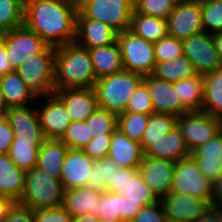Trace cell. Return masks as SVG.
Returning a JSON list of instances; mask_svg holds the SVG:
<instances>
[{
    "label": "cell",
    "mask_w": 222,
    "mask_h": 222,
    "mask_svg": "<svg viewBox=\"0 0 222 222\" xmlns=\"http://www.w3.org/2000/svg\"><path fill=\"white\" fill-rule=\"evenodd\" d=\"M77 12L69 0H29L24 3L23 25L58 47L75 42Z\"/></svg>",
    "instance_id": "1"
},
{
    "label": "cell",
    "mask_w": 222,
    "mask_h": 222,
    "mask_svg": "<svg viewBox=\"0 0 222 222\" xmlns=\"http://www.w3.org/2000/svg\"><path fill=\"white\" fill-rule=\"evenodd\" d=\"M96 81L88 49L76 42L56 47L54 90L90 88Z\"/></svg>",
    "instance_id": "2"
},
{
    "label": "cell",
    "mask_w": 222,
    "mask_h": 222,
    "mask_svg": "<svg viewBox=\"0 0 222 222\" xmlns=\"http://www.w3.org/2000/svg\"><path fill=\"white\" fill-rule=\"evenodd\" d=\"M143 79L144 76L127 70L97 79L94 89L98 106L117 115L125 112L130 97Z\"/></svg>",
    "instance_id": "3"
},
{
    "label": "cell",
    "mask_w": 222,
    "mask_h": 222,
    "mask_svg": "<svg viewBox=\"0 0 222 222\" xmlns=\"http://www.w3.org/2000/svg\"><path fill=\"white\" fill-rule=\"evenodd\" d=\"M64 191L61 180L35 167L26 171L24 192L18 202L34 211L57 208L63 204Z\"/></svg>",
    "instance_id": "4"
},
{
    "label": "cell",
    "mask_w": 222,
    "mask_h": 222,
    "mask_svg": "<svg viewBox=\"0 0 222 222\" xmlns=\"http://www.w3.org/2000/svg\"><path fill=\"white\" fill-rule=\"evenodd\" d=\"M55 52L56 47L48 45L41 53L27 58L15 69L38 98L54 92Z\"/></svg>",
    "instance_id": "5"
},
{
    "label": "cell",
    "mask_w": 222,
    "mask_h": 222,
    "mask_svg": "<svg viewBox=\"0 0 222 222\" xmlns=\"http://www.w3.org/2000/svg\"><path fill=\"white\" fill-rule=\"evenodd\" d=\"M117 42L121 49L124 70L144 77L153 73L156 65L154 43L146 41L129 29L117 34Z\"/></svg>",
    "instance_id": "6"
},
{
    "label": "cell",
    "mask_w": 222,
    "mask_h": 222,
    "mask_svg": "<svg viewBox=\"0 0 222 222\" xmlns=\"http://www.w3.org/2000/svg\"><path fill=\"white\" fill-rule=\"evenodd\" d=\"M133 0H87L78 12L87 19L101 21L117 33L130 28Z\"/></svg>",
    "instance_id": "7"
},
{
    "label": "cell",
    "mask_w": 222,
    "mask_h": 222,
    "mask_svg": "<svg viewBox=\"0 0 222 222\" xmlns=\"http://www.w3.org/2000/svg\"><path fill=\"white\" fill-rule=\"evenodd\" d=\"M176 126L192 152L222 131V120L203 111H191L177 116Z\"/></svg>",
    "instance_id": "8"
},
{
    "label": "cell",
    "mask_w": 222,
    "mask_h": 222,
    "mask_svg": "<svg viewBox=\"0 0 222 222\" xmlns=\"http://www.w3.org/2000/svg\"><path fill=\"white\" fill-rule=\"evenodd\" d=\"M171 191L205 199L211 204L214 184L200 172L195 160L190 155L175 162Z\"/></svg>",
    "instance_id": "9"
},
{
    "label": "cell",
    "mask_w": 222,
    "mask_h": 222,
    "mask_svg": "<svg viewBox=\"0 0 222 222\" xmlns=\"http://www.w3.org/2000/svg\"><path fill=\"white\" fill-rule=\"evenodd\" d=\"M107 191L121 194L127 201L138 203L141 207L149 206L160 201L158 196L142 179L138 169L120 168L106 181Z\"/></svg>",
    "instance_id": "10"
},
{
    "label": "cell",
    "mask_w": 222,
    "mask_h": 222,
    "mask_svg": "<svg viewBox=\"0 0 222 222\" xmlns=\"http://www.w3.org/2000/svg\"><path fill=\"white\" fill-rule=\"evenodd\" d=\"M4 37L7 58L14 69L27 58L41 53L48 44L24 25L1 34Z\"/></svg>",
    "instance_id": "11"
},
{
    "label": "cell",
    "mask_w": 222,
    "mask_h": 222,
    "mask_svg": "<svg viewBox=\"0 0 222 222\" xmlns=\"http://www.w3.org/2000/svg\"><path fill=\"white\" fill-rule=\"evenodd\" d=\"M184 56L192 63L197 74L206 75L222 68L210 33L201 32L183 41Z\"/></svg>",
    "instance_id": "12"
},
{
    "label": "cell",
    "mask_w": 222,
    "mask_h": 222,
    "mask_svg": "<svg viewBox=\"0 0 222 222\" xmlns=\"http://www.w3.org/2000/svg\"><path fill=\"white\" fill-rule=\"evenodd\" d=\"M168 35L184 41L203 32L199 0L176 4L167 18Z\"/></svg>",
    "instance_id": "13"
},
{
    "label": "cell",
    "mask_w": 222,
    "mask_h": 222,
    "mask_svg": "<svg viewBox=\"0 0 222 222\" xmlns=\"http://www.w3.org/2000/svg\"><path fill=\"white\" fill-rule=\"evenodd\" d=\"M170 221L195 222L210 207L205 199L171 191L160 199Z\"/></svg>",
    "instance_id": "14"
},
{
    "label": "cell",
    "mask_w": 222,
    "mask_h": 222,
    "mask_svg": "<svg viewBox=\"0 0 222 222\" xmlns=\"http://www.w3.org/2000/svg\"><path fill=\"white\" fill-rule=\"evenodd\" d=\"M138 171L159 199L171 192L175 161L150 158L144 155Z\"/></svg>",
    "instance_id": "15"
},
{
    "label": "cell",
    "mask_w": 222,
    "mask_h": 222,
    "mask_svg": "<svg viewBox=\"0 0 222 222\" xmlns=\"http://www.w3.org/2000/svg\"><path fill=\"white\" fill-rule=\"evenodd\" d=\"M143 83L149 92L154 112L180 116L189 112L182 104L174 88V83L154 77L145 76Z\"/></svg>",
    "instance_id": "16"
},
{
    "label": "cell",
    "mask_w": 222,
    "mask_h": 222,
    "mask_svg": "<svg viewBox=\"0 0 222 222\" xmlns=\"http://www.w3.org/2000/svg\"><path fill=\"white\" fill-rule=\"evenodd\" d=\"M4 115L19 141H45L37 109L32 106L9 107Z\"/></svg>",
    "instance_id": "17"
},
{
    "label": "cell",
    "mask_w": 222,
    "mask_h": 222,
    "mask_svg": "<svg viewBox=\"0 0 222 222\" xmlns=\"http://www.w3.org/2000/svg\"><path fill=\"white\" fill-rule=\"evenodd\" d=\"M53 94L64 104L72 121H86L99 107L94 87L59 89Z\"/></svg>",
    "instance_id": "18"
},
{
    "label": "cell",
    "mask_w": 222,
    "mask_h": 222,
    "mask_svg": "<svg viewBox=\"0 0 222 222\" xmlns=\"http://www.w3.org/2000/svg\"><path fill=\"white\" fill-rule=\"evenodd\" d=\"M117 34L109 25L84 18L77 12L75 42L78 45L86 49L108 46L117 41Z\"/></svg>",
    "instance_id": "19"
},
{
    "label": "cell",
    "mask_w": 222,
    "mask_h": 222,
    "mask_svg": "<svg viewBox=\"0 0 222 222\" xmlns=\"http://www.w3.org/2000/svg\"><path fill=\"white\" fill-rule=\"evenodd\" d=\"M46 100L47 103L37 110L42 131L47 139H61L72 122L71 117L54 94L46 96Z\"/></svg>",
    "instance_id": "20"
},
{
    "label": "cell",
    "mask_w": 222,
    "mask_h": 222,
    "mask_svg": "<svg viewBox=\"0 0 222 222\" xmlns=\"http://www.w3.org/2000/svg\"><path fill=\"white\" fill-rule=\"evenodd\" d=\"M93 159L82 149H69L65 155L61 183L65 190L87 186L92 172Z\"/></svg>",
    "instance_id": "21"
},
{
    "label": "cell",
    "mask_w": 222,
    "mask_h": 222,
    "mask_svg": "<svg viewBox=\"0 0 222 222\" xmlns=\"http://www.w3.org/2000/svg\"><path fill=\"white\" fill-rule=\"evenodd\" d=\"M142 209L138 203H131L121 194L111 191L101 193L97 206L101 222L132 221Z\"/></svg>",
    "instance_id": "22"
},
{
    "label": "cell",
    "mask_w": 222,
    "mask_h": 222,
    "mask_svg": "<svg viewBox=\"0 0 222 222\" xmlns=\"http://www.w3.org/2000/svg\"><path fill=\"white\" fill-rule=\"evenodd\" d=\"M222 131L209 142L198 146L191 152L200 172L212 183H214L222 173Z\"/></svg>",
    "instance_id": "23"
},
{
    "label": "cell",
    "mask_w": 222,
    "mask_h": 222,
    "mask_svg": "<svg viewBox=\"0 0 222 222\" xmlns=\"http://www.w3.org/2000/svg\"><path fill=\"white\" fill-rule=\"evenodd\" d=\"M143 156L139 142L131 140L118 128L114 131L108 157L115 159L120 168L138 169Z\"/></svg>",
    "instance_id": "24"
},
{
    "label": "cell",
    "mask_w": 222,
    "mask_h": 222,
    "mask_svg": "<svg viewBox=\"0 0 222 222\" xmlns=\"http://www.w3.org/2000/svg\"><path fill=\"white\" fill-rule=\"evenodd\" d=\"M145 156L156 159L178 161L191 155L189 148L181 134L180 129L175 126L170 132L163 135L156 143L151 145L145 152Z\"/></svg>",
    "instance_id": "25"
},
{
    "label": "cell",
    "mask_w": 222,
    "mask_h": 222,
    "mask_svg": "<svg viewBox=\"0 0 222 222\" xmlns=\"http://www.w3.org/2000/svg\"><path fill=\"white\" fill-rule=\"evenodd\" d=\"M102 191L88 186L64 191L62 206L74 217L90 214L98 217L97 206Z\"/></svg>",
    "instance_id": "26"
},
{
    "label": "cell",
    "mask_w": 222,
    "mask_h": 222,
    "mask_svg": "<svg viewBox=\"0 0 222 222\" xmlns=\"http://www.w3.org/2000/svg\"><path fill=\"white\" fill-rule=\"evenodd\" d=\"M26 172L8 156L0 154V195L18 202L23 195Z\"/></svg>",
    "instance_id": "27"
},
{
    "label": "cell",
    "mask_w": 222,
    "mask_h": 222,
    "mask_svg": "<svg viewBox=\"0 0 222 222\" xmlns=\"http://www.w3.org/2000/svg\"><path fill=\"white\" fill-rule=\"evenodd\" d=\"M88 50L96 79L124 70L121 49L117 41L108 46Z\"/></svg>",
    "instance_id": "28"
},
{
    "label": "cell",
    "mask_w": 222,
    "mask_h": 222,
    "mask_svg": "<svg viewBox=\"0 0 222 222\" xmlns=\"http://www.w3.org/2000/svg\"><path fill=\"white\" fill-rule=\"evenodd\" d=\"M69 147L60 139H45L39 148L37 167L61 180L62 166Z\"/></svg>",
    "instance_id": "29"
},
{
    "label": "cell",
    "mask_w": 222,
    "mask_h": 222,
    "mask_svg": "<svg viewBox=\"0 0 222 222\" xmlns=\"http://www.w3.org/2000/svg\"><path fill=\"white\" fill-rule=\"evenodd\" d=\"M5 108L29 106L38 98L15 71L0 77Z\"/></svg>",
    "instance_id": "30"
},
{
    "label": "cell",
    "mask_w": 222,
    "mask_h": 222,
    "mask_svg": "<svg viewBox=\"0 0 222 222\" xmlns=\"http://www.w3.org/2000/svg\"><path fill=\"white\" fill-rule=\"evenodd\" d=\"M201 111L222 120V68L204 75Z\"/></svg>",
    "instance_id": "31"
},
{
    "label": "cell",
    "mask_w": 222,
    "mask_h": 222,
    "mask_svg": "<svg viewBox=\"0 0 222 222\" xmlns=\"http://www.w3.org/2000/svg\"><path fill=\"white\" fill-rule=\"evenodd\" d=\"M129 30L146 41L156 43L168 35L167 19L146 16L133 10Z\"/></svg>",
    "instance_id": "32"
},
{
    "label": "cell",
    "mask_w": 222,
    "mask_h": 222,
    "mask_svg": "<svg viewBox=\"0 0 222 222\" xmlns=\"http://www.w3.org/2000/svg\"><path fill=\"white\" fill-rule=\"evenodd\" d=\"M181 104L189 111H201L203 103L204 76L196 74L189 79L174 83Z\"/></svg>",
    "instance_id": "33"
},
{
    "label": "cell",
    "mask_w": 222,
    "mask_h": 222,
    "mask_svg": "<svg viewBox=\"0 0 222 222\" xmlns=\"http://www.w3.org/2000/svg\"><path fill=\"white\" fill-rule=\"evenodd\" d=\"M196 74L192 63L182 55L171 61L156 62L151 75L175 83L183 79H189Z\"/></svg>",
    "instance_id": "34"
},
{
    "label": "cell",
    "mask_w": 222,
    "mask_h": 222,
    "mask_svg": "<svg viewBox=\"0 0 222 222\" xmlns=\"http://www.w3.org/2000/svg\"><path fill=\"white\" fill-rule=\"evenodd\" d=\"M176 126V116L167 113L154 112L149 116L147 127L140 142L142 151L145 152L156 143L163 135Z\"/></svg>",
    "instance_id": "35"
},
{
    "label": "cell",
    "mask_w": 222,
    "mask_h": 222,
    "mask_svg": "<svg viewBox=\"0 0 222 222\" xmlns=\"http://www.w3.org/2000/svg\"><path fill=\"white\" fill-rule=\"evenodd\" d=\"M44 141H19L16 137L9 148L10 159L25 172L37 167L39 148Z\"/></svg>",
    "instance_id": "36"
},
{
    "label": "cell",
    "mask_w": 222,
    "mask_h": 222,
    "mask_svg": "<svg viewBox=\"0 0 222 222\" xmlns=\"http://www.w3.org/2000/svg\"><path fill=\"white\" fill-rule=\"evenodd\" d=\"M119 169L118 162L108 156L103 159L93 160V168L89 175L87 186L102 192L107 191L106 181H111L112 176Z\"/></svg>",
    "instance_id": "37"
},
{
    "label": "cell",
    "mask_w": 222,
    "mask_h": 222,
    "mask_svg": "<svg viewBox=\"0 0 222 222\" xmlns=\"http://www.w3.org/2000/svg\"><path fill=\"white\" fill-rule=\"evenodd\" d=\"M23 0H0V34L23 25Z\"/></svg>",
    "instance_id": "38"
},
{
    "label": "cell",
    "mask_w": 222,
    "mask_h": 222,
    "mask_svg": "<svg viewBox=\"0 0 222 222\" xmlns=\"http://www.w3.org/2000/svg\"><path fill=\"white\" fill-rule=\"evenodd\" d=\"M149 116L132 112L120 113L118 114L117 128L131 140L140 143L147 127Z\"/></svg>",
    "instance_id": "39"
},
{
    "label": "cell",
    "mask_w": 222,
    "mask_h": 222,
    "mask_svg": "<svg viewBox=\"0 0 222 222\" xmlns=\"http://www.w3.org/2000/svg\"><path fill=\"white\" fill-rule=\"evenodd\" d=\"M92 129L86 121H72L60 139L69 149H82L92 137Z\"/></svg>",
    "instance_id": "40"
},
{
    "label": "cell",
    "mask_w": 222,
    "mask_h": 222,
    "mask_svg": "<svg viewBox=\"0 0 222 222\" xmlns=\"http://www.w3.org/2000/svg\"><path fill=\"white\" fill-rule=\"evenodd\" d=\"M199 3L203 31L210 34L222 32V3L216 0H199Z\"/></svg>",
    "instance_id": "41"
},
{
    "label": "cell",
    "mask_w": 222,
    "mask_h": 222,
    "mask_svg": "<svg viewBox=\"0 0 222 222\" xmlns=\"http://www.w3.org/2000/svg\"><path fill=\"white\" fill-rule=\"evenodd\" d=\"M86 122L89 123L90 128L92 129V137H94L97 133H114L117 129L118 115L98 107L86 119Z\"/></svg>",
    "instance_id": "42"
},
{
    "label": "cell",
    "mask_w": 222,
    "mask_h": 222,
    "mask_svg": "<svg viewBox=\"0 0 222 222\" xmlns=\"http://www.w3.org/2000/svg\"><path fill=\"white\" fill-rule=\"evenodd\" d=\"M154 54L156 62H167L176 59L184 55L183 41L167 35L154 43Z\"/></svg>",
    "instance_id": "43"
},
{
    "label": "cell",
    "mask_w": 222,
    "mask_h": 222,
    "mask_svg": "<svg viewBox=\"0 0 222 222\" xmlns=\"http://www.w3.org/2000/svg\"><path fill=\"white\" fill-rule=\"evenodd\" d=\"M134 11L146 16L167 19L174 4L170 0H133Z\"/></svg>",
    "instance_id": "44"
},
{
    "label": "cell",
    "mask_w": 222,
    "mask_h": 222,
    "mask_svg": "<svg viewBox=\"0 0 222 222\" xmlns=\"http://www.w3.org/2000/svg\"><path fill=\"white\" fill-rule=\"evenodd\" d=\"M125 112L151 115L154 113L152 101L146 85L142 82L130 97Z\"/></svg>",
    "instance_id": "45"
},
{
    "label": "cell",
    "mask_w": 222,
    "mask_h": 222,
    "mask_svg": "<svg viewBox=\"0 0 222 222\" xmlns=\"http://www.w3.org/2000/svg\"><path fill=\"white\" fill-rule=\"evenodd\" d=\"M113 133H97L90 142L82 148L83 152L91 159H103L108 156Z\"/></svg>",
    "instance_id": "46"
},
{
    "label": "cell",
    "mask_w": 222,
    "mask_h": 222,
    "mask_svg": "<svg viewBox=\"0 0 222 222\" xmlns=\"http://www.w3.org/2000/svg\"><path fill=\"white\" fill-rule=\"evenodd\" d=\"M73 216L63 207L34 211L35 222H72Z\"/></svg>",
    "instance_id": "47"
},
{
    "label": "cell",
    "mask_w": 222,
    "mask_h": 222,
    "mask_svg": "<svg viewBox=\"0 0 222 222\" xmlns=\"http://www.w3.org/2000/svg\"><path fill=\"white\" fill-rule=\"evenodd\" d=\"M133 222H168L161 201L144 206L137 213Z\"/></svg>",
    "instance_id": "48"
},
{
    "label": "cell",
    "mask_w": 222,
    "mask_h": 222,
    "mask_svg": "<svg viewBox=\"0 0 222 222\" xmlns=\"http://www.w3.org/2000/svg\"><path fill=\"white\" fill-rule=\"evenodd\" d=\"M1 222H35L34 210L15 202Z\"/></svg>",
    "instance_id": "49"
},
{
    "label": "cell",
    "mask_w": 222,
    "mask_h": 222,
    "mask_svg": "<svg viewBox=\"0 0 222 222\" xmlns=\"http://www.w3.org/2000/svg\"><path fill=\"white\" fill-rule=\"evenodd\" d=\"M14 132L5 115L0 117V154H8L14 140Z\"/></svg>",
    "instance_id": "50"
},
{
    "label": "cell",
    "mask_w": 222,
    "mask_h": 222,
    "mask_svg": "<svg viewBox=\"0 0 222 222\" xmlns=\"http://www.w3.org/2000/svg\"><path fill=\"white\" fill-rule=\"evenodd\" d=\"M13 71H15V69L7 58L4 37L0 34V77Z\"/></svg>",
    "instance_id": "51"
},
{
    "label": "cell",
    "mask_w": 222,
    "mask_h": 222,
    "mask_svg": "<svg viewBox=\"0 0 222 222\" xmlns=\"http://www.w3.org/2000/svg\"><path fill=\"white\" fill-rule=\"evenodd\" d=\"M195 222H222V206H211Z\"/></svg>",
    "instance_id": "52"
},
{
    "label": "cell",
    "mask_w": 222,
    "mask_h": 222,
    "mask_svg": "<svg viewBox=\"0 0 222 222\" xmlns=\"http://www.w3.org/2000/svg\"><path fill=\"white\" fill-rule=\"evenodd\" d=\"M213 184H214V194L210 205L222 206V173L220 177Z\"/></svg>",
    "instance_id": "53"
},
{
    "label": "cell",
    "mask_w": 222,
    "mask_h": 222,
    "mask_svg": "<svg viewBox=\"0 0 222 222\" xmlns=\"http://www.w3.org/2000/svg\"><path fill=\"white\" fill-rule=\"evenodd\" d=\"M15 201L7 196L0 195V222L7 216Z\"/></svg>",
    "instance_id": "54"
},
{
    "label": "cell",
    "mask_w": 222,
    "mask_h": 222,
    "mask_svg": "<svg viewBox=\"0 0 222 222\" xmlns=\"http://www.w3.org/2000/svg\"><path fill=\"white\" fill-rule=\"evenodd\" d=\"M213 38V44L217 51V54L219 55L221 64H222V32H215L211 34Z\"/></svg>",
    "instance_id": "55"
},
{
    "label": "cell",
    "mask_w": 222,
    "mask_h": 222,
    "mask_svg": "<svg viewBox=\"0 0 222 222\" xmlns=\"http://www.w3.org/2000/svg\"><path fill=\"white\" fill-rule=\"evenodd\" d=\"M72 222H101V221L96 216L85 214L82 216L74 217L72 219Z\"/></svg>",
    "instance_id": "56"
},
{
    "label": "cell",
    "mask_w": 222,
    "mask_h": 222,
    "mask_svg": "<svg viewBox=\"0 0 222 222\" xmlns=\"http://www.w3.org/2000/svg\"><path fill=\"white\" fill-rule=\"evenodd\" d=\"M0 107L5 111L6 108H5V105H4L1 80H0Z\"/></svg>",
    "instance_id": "57"
},
{
    "label": "cell",
    "mask_w": 222,
    "mask_h": 222,
    "mask_svg": "<svg viewBox=\"0 0 222 222\" xmlns=\"http://www.w3.org/2000/svg\"><path fill=\"white\" fill-rule=\"evenodd\" d=\"M86 1L87 0H69V2L77 8L80 7Z\"/></svg>",
    "instance_id": "58"
},
{
    "label": "cell",
    "mask_w": 222,
    "mask_h": 222,
    "mask_svg": "<svg viewBox=\"0 0 222 222\" xmlns=\"http://www.w3.org/2000/svg\"><path fill=\"white\" fill-rule=\"evenodd\" d=\"M174 5L176 4H180V3H184V2H187V1H190V0H170Z\"/></svg>",
    "instance_id": "59"
},
{
    "label": "cell",
    "mask_w": 222,
    "mask_h": 222,
    "mask_svg": "<svg viewBox=\"0 0 222 222\" xmlns=\"http://www.w3.org/2000/svg\"><path fill=\"white\" fill-rule=\"evenodd\" d=\"M4 115V110L0 107V117Z\"/></svg>",
    "instance_id": "60"
}]
</instances>
